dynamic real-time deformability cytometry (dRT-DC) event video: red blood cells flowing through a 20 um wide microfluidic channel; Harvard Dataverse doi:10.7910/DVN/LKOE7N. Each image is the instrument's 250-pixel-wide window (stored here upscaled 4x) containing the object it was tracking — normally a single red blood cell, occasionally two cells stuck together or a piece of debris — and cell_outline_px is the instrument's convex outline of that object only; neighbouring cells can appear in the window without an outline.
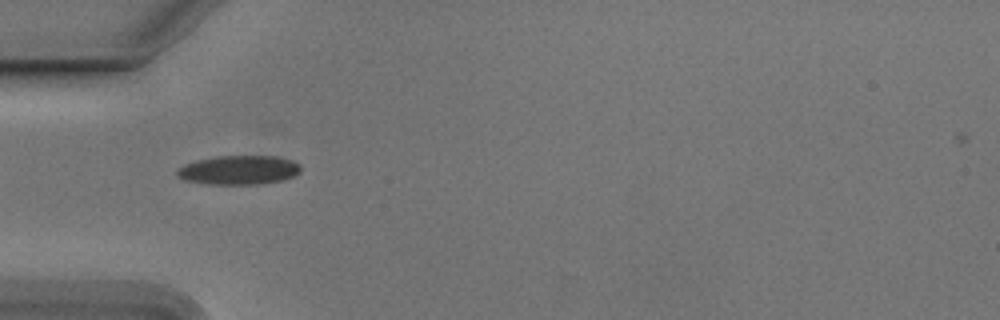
{"species": "Egyptian fruit bat (a non-hibernating species)", "species_latin": "Rousettus aegyptiacus", "temperature_condition": "cold", "stored_images_in_passage": 5, "camera_frame_rate_fps": 3000, "um_per_image_px": 0.085, "animal": {"sex": "male"}, "frame": {"image": 1, "passage_image": 2, "time_ms": 0.333, "image_size_px": [1000, 320], "cell_outline_px": [[300, 172], [296, 176], [284, 180], [260, 184], [204, 184], [184, 180], [176, 176], [176, 172], [184, 164], [200, 160], [220, 156], [276, 156], [292, 160], [300, 164]], "centroid_in_image_um": [20.34, 14.46], "position_along_channel_um": 64.7, "area_um2": 21.04}}